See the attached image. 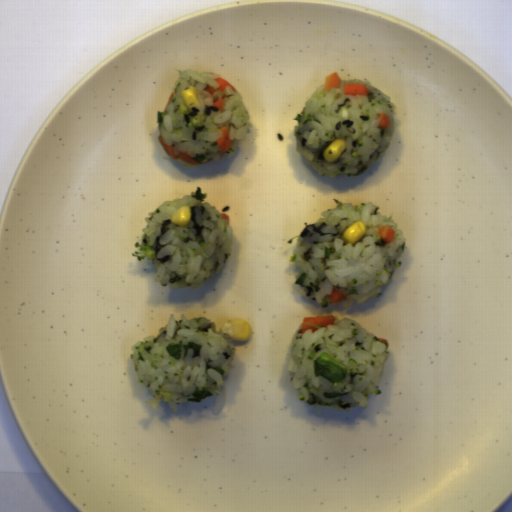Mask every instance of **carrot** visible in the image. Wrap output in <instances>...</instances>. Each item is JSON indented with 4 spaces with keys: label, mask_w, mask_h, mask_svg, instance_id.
<instances>
[{
    "label": "carrot",
    "mask_w": 512,
    "mask_h": 512,
    "mask_svg": "<svg viewBox=\"0 0 512 512\" xmlns=\"http://www.w3.org/2000/svg\"><path fill=\"white\" fill-rule=\"evenodd\" d=\"M378 116L381 118L378 128H383L385 131L388 130L390 126V118L388 114H378Z\"/></svg>",
    "instance_id": "9"
},
{
    "label": "carrot",
    "mask_w": 512,
    "mask_h": 512,
    "mask_svg": "<svg viewBox=\"0 0 512 512\" xmlns=\"http://www.w3.org/2000/svg\"><path fill=\"white\" fill-rule=\"evenodd\" d=\"M377 341H378V342L384 341V342L386 343V345H387V346H390L389 341H388L387 339H385V338H378V340H377Z\"/></svg>",
    "instance_id": "13"
},
{
    "label": "carrot",
    "mask_w": 512,
    "mask_h": 512,
    "mask_svg": "<svg viewBox=\"0 0 512 512\" xmlns=\"http://www.w3.org/2000/svg\"><path fill=\"white\" fill-rule=\"evenodd\" d=\"M369 90L365 84H361L359 82H349L347 84H343V95H352L356 97L357 95H369Z\"/></svg>",
    "instance_id": "3"
},
{
    "label": "carrot",
    "mask_w": 512,
    "mask_h": 512,
    "mask_svg": "<svg viewBox=\"0 0 512 512\" xmlns=\"http://www.w3.org/2000/svg\"><path fill=\"white\" fill-rule=\"evenodd\" d=\"M215 82H218L220 87L218 89H213L212 87H210L209 85H207L204 90H207L211 95L218 92V91H223L225 90V87L226 85H229L232 89V91H235L236 90V87L233 86L230 82H228L227 80H225L224 78L222 77H219L217 78L216 80H214ZM203 90V91H204Z\"/></svg>",
    "instance_id": "7"
},
{
    "label": "carrot",
    "mask_w": 512,
    "mask_h": 512,
    "mask_svg": "<svg viewBox=\"0 0 512 512\" xmlns=\"http://www.w3.org/2000/svg\"><path fill=\"white\" fill-rule=\"evenodd\" d=\"M378 232H379V238L387 244L393 242L394 237L396 235L395 228H391L388 225L378 227Z\"/></svg>",
    "instance_id": "6"
},
{
    "label": "carrot",
    "mask_w": 512,
    "mask_h": 512,
    "mask_svg": "<svg viewBox=\"0 0 512 512\" xmlns=\"http://www.w3.org/2000/svg\"><path fill=\"white\" fill-rule=\"evenodd\" d=\"M224 104H225L224 100L222 98H219V97L216 99L215 102H213V106L215 107V109H218L220 111L223 110Z\"/></svg>",
    "instance_id": "10"
},
{
    "label": "carrot",
    "mask_w": 512,
    "mask_h": 512,
    "mask_svg": "<svg viewBox=\"0 0 512 512\" xmlns=\"http://www.w3.org/2000/svg\"><path fill=\"white\" fill-rule=\"evenodd\" d=\"M221 219H225L229 225L230 223V217L226 213H220Z\"/></svg>",
    "instance_id": "12"
},
{
    "label": "carrot",
    "mask_w": 512,
    "mask_h": 512,
    "mask_svg": "<svg viewBox=\"0 0 512 512\" xmlns=\"http://www.w3.org/2000/svg\"><path fill=\"white\" fill-rule=\"evenodd\" d=\"M176 92H177V90H176V87H175V88L173 89V91H172V93H171V95H170V97H169V99H168V101H167L166 105H165V108H164V110H163L164 112H166V107H167V105L170 103V101H171L172 97L176 94Z\"/></svg>",
    "instance_id": "11"
},
{
    "label": "carrot",
    "mask_w": 512,
    "mask_h": 512,
    "mask_svg": "<svg viewBox=\"0 0 512 512\" xmlns=\"http://www.w3.org/2000/svg\"><path fill=\"white\" fill-rule=\"evenodd\" d=\"M342 79L339 78V73L331 72L324 78V89L323 91H332L333 88H340Z\"/></svg>",
    "instance_id": "5"
},
{
    "label": "carrot",
    "mask_w": 512,
    "mask_h": 512,
    "mask_svg": "<svg viewBox=\"0 0 512 512\" xmlns=\"http://www.w3.org/2000/svg\"><path fill=\"white\" fill-rule=\"evenodd\" d=\"M327 297H328L329 301L333 302L334 304H338V303L344 301L347 296L345 294H343L339 289H335V290H332V294Z\"/></svg>",
    "instance_id": "8"
},
{
    "label": "carrot",
    "mask_w": 512,
    "mask_h": 512,
    "mask_svg": "<svg viewBox=\"0 0 512 512\" xmlns=\"http://www.w3.org/2000/svg\"><path fill=\"white\" fill-rule=\"evenodd\" d=\"M306 322H310L311 324L317 326H323L327 328L328 325H334L336 322L335 316L333 315H319V316H307L303 317V323L301 324V334H304L305 330L312 329V333L318 329L313 325L307 324Z\"/></svg>",
    "instance_id": "1"
},
{
    "label": "carrot",
    "mask_w": 512,
    "mask_h": 512,
    "mask_svg": "<svg viewBox=\"0 0 512 512\" xmlns=\"http://www.w3.org/2000/svg\"><path fill=\"white\" fill-rule=\"evenodd\" d=\"M220 132L223 134L221 135L220 139H216V143L218 145V148H220L222 153H227L231 144L232 140L229 138V127L224 126L220 128Z\"/></svg>",
    "instance_id": "4"
},
{
    "label": "carrot",
    "mask_w": 512,
    "mask_h": 512,
    "mask_svg": "<svg viewBox=\"0 0 512 512\" xmlns=\"http://www.w3.org/2000/svg\"><path fill=\"white\" fill-rule=\"evenodd\" d=\"M157 139L158 141L160 142V144L162 145V147L165 149V151L175 160L177 161L178 158H181L182 160H184L186 163H189L191 165H197V164H200V162H198L197 160H195L194 158H192L191 156H189L187 154V151L185 152H182V151H178V155L175 154L174 152V145L173 143L171 145H168V144H165L162 140V137H161V134L157 136Z\"/></svg>",
    "instance_id": "2"
}]
</instances>
